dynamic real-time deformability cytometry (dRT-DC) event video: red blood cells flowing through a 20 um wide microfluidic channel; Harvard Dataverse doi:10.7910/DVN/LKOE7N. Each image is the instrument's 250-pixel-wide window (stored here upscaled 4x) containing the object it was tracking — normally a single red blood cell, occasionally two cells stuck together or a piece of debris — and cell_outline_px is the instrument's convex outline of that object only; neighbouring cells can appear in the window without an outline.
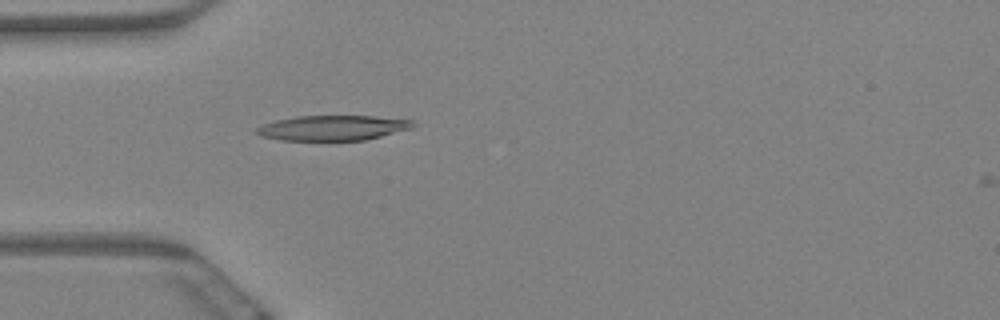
{"species": "Egyptian fruit bat (a non-hibernating species)", "species_latin": "Rousettus aegyptiacus", "temperature_condition": "warm", "stored_images_in_passage": 6, "camera_frame_rate_fps": 3000, "um_per_image_px": 0.085, "animal": {"sex": "female"}, "frame": {"image": 1, "passage_image": 6, "time_ms": 1.667, "image_size_px": [1000, 320], "cell_outline_px": [[416, 124], [412, 128], [364, 140], [280, 140], [260, 136], [252, 132], [256, 128], [264, 124], [276, 120], [296, 116], [376, 116], [412, 120]], "centroid_in_image_um": [28.24, 10.87], "position_along_channel_um": 56.8, "area_um2": 22.83}}